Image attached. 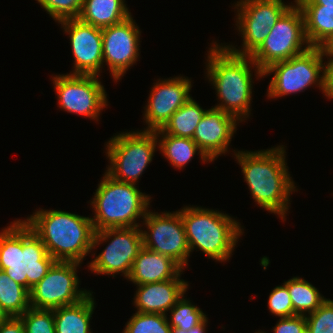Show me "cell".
<instances>
[{
	"label": "cell",
	"instance_id": "6da1fadb",
	"mask_svg": "<svg viewBox=\"0 0 333 333\" xmlns=\"http://www.w3.org/2000/svg\"><path fill=\"white\" fill-rule=\"evenodd\" d=\"M283 145L258 151L234 150L253 200L285 221L296 186L288 172Z\"/></svg>",
	"mask_w": 333,
	"mask_h": 333
},
{
	"label": "cell",
	"instance_id": "7a4b0ae2",
	"mask_svg": "<svg viewBox=\"0 0 333 333\" xmlns=\"http://www.w3.org/2000/svg\"><path fill=\"white\" fill-rule=\"evenodd\" d=\"M206 67V76L221 102L214 107L243 122L251 114L252 67L256 78H264L263 71L250 56L236 55L217 42L209 48Z\"/></svg>",
	"mask_w": 333,
	"mask_h": 333
},
{
	"label": "cell",
	"instance_id": "3957f363",
	"mask_svg": "<svg viewBox=\"0 0 333 333\" xmlns=\"http://www.w3.org/2000/svg\"><path fill=\"white\" fill-rule=\"evenodd\" d=\"M56 261L81 263L93 250L94 228L89 217L61 210H37L23 220Z\"/></svg>",
	"mask_w": 333,
	"mask_h": 333
},
{
	"label": "cell",
	"instance_id": "277c9868",
	"mask_svg": "<svg viewBox=\"0 0 333 333\" xmlns=\"http://www.w3.org/2000/svg\"><path fill=\"white\" fill-rule=\"evenodd\" d=\"M55 262L23 220L11 222L0 232V270L29 292Z\"/></svg>",
	"mask_w": 333,
	"mask_h": 333
},
{
	"label": "cell",
	"instance_id": "5b68a950",
	"mask_svg": "<svg viewBox=\"0 0 333 333\" xmlns=\"http://www.w3.org/2000/svg\"><path fill=\"white\" fill-rule=\"evenodd\" d=\"M184 223L190 253L198 248L208 259L227 261L244 233L237 220L213 209L186 206L178 210Z\"/></svg>",
	"mask_w": 333,
	"mask_h": 333
},
{
	"label": "cell",
	"instance_id": "8992f818",
	"mask_svg": "<svg viewBox=\"0 0 333 333\" xmlns=\"http://www.w3.org/2000/svg\"><path fill=\"white\" fill-rule=\"evenodd\" d=\"M103 176L90 201L94 208L91 218L94 231L142 227L136 222L145 217L151 196L142 193L135 184L114 180L106 172Z\"/></svg>",
	"mask_w": 333,
	"mask_h": 333
},
{
	"label": "cell",
	"instance_id": "52a82bcc",
	"mask_svg": "<svg viewBox=\"0 0 333 333\" xmlns=\"http://www.w3.org/2000/svg\"><path fill=\"white\" fill-rule=\"evenodd\" d=\"M323 58H325L323 48L310 47L297 56L266 68L263 76L274 73L268 86L267 97L273 99L300 93L313 84L322 90L324 96H327L326 64L323 63Z\"/></svg>",
	"mask_w": 333,
	"mask_h": 333
},
{
	"label": "cell",
	"instance_id": "ba28073f",
	"mask_svg": "<svg viewBox=\"0 0 333 333\" xmlns=\"http://www.w3.org/2000/svg\"><path fill=\"white\" fill-rule=\"evenodd\" d=\"M106 147L105 153L110 161L106 173L119 182L137 185L152 162L158 139L155 131L121 132L110 138Z\"/></svg>",
	"mask_w": 333,
	"mask_h": 333
},
{
	"label": "cell",
	"instance_id": "9c48e42d",
	"mask_svg": "<svg viewBox=\"0 0 333 333\" xmlns=\"http://www.w3.org/2000/svg\"><path fill=\"white\" fill-rule=\"evenodd\" d=\"M310 47L302 11L295 3L278 19L263 43L250 57L259 69L264 71L272 64L297 56Z\"/></svg>",
	"mask_w": 333,
	"mask_h": 333
},
{
	"label": "cell",
	"instance_id": "30bf717a",
	"mask_svg": "<svg viewBox=\"0 0 333 333\" xmlns=\"http://www.w3.org/2000/svg\"><path fill=\"white\" fill-rule=\"evenodd\" d=\"M140 227L107 228L95 231L93 235V249L103 242H109L104 250L88 265L95 274L112 275L122 273L127 279L133 261L143 247ZM109 240V241H108Z\"/></svg>",
	"mask_w": 333,
	"mask_h": 333
},
{
	"label": "cell",
	"instance_id": "8fae6325",
	"mask_svg": "<svg viewBox=\"0 0 333 333\" xmlns=\"http://www.w3.org/2000/svg\"><path fill=\"white\" fill-rule=\"evenodd\" d=\"M282 0H239L237 9V30L241 32V49L234 45H224L236 55L251 56L263 43L278 19L292 6Z\"/></svg>",
	"mask_w": 333,
	"mask_h": 333
},
{
	"label": "cell",
	"instance_id": "7c38bea8",
	"mask_svg": "<svg viewBox=\"0 0 333 333\" xmlns=\"http://www.w3.org/2000/svg\"><path fill=\"white\" fill-rule=\"evenodd\" d=\"M143 224L147 227V231L141 229L143 247L170 257L184 270L188 265L190 248L180 212L160 214L149 210Z\"/></svg>",
	"mask_w": 333,
	"mask_h": 333
},
{
	"label": "cell",
	"instance_id": "4fadbf2b",
	"mask_svg": "<svg viewBox=\"0 0 333 333\" xmlns=\"http://www.w3.org/2000/svg\"><path fill=\"white\" fill-rule=\"evenodd\" d=\"M96 75L62 74L52 77L59 108L98 121L107 94Z\"/></svg>",
	"mask_w": 333,
	"mask_h": 333
},
{
	"label": "cell",
	"instance_id": "5bb4252c",
	"mask_svg": "<svg viewBox=\"0 0 333 333\" xmlns=\"http://www.w3.org/2000/svg\"><path fill=\"white\" fill-rule=\"evenodd\" d=\"M78 262L56 261L45 277L30 290V307L55 309L85 298L90 290L79 289Z\"/></svg>",
	"mask_w": 333,
	"mask_h": 333
},
{
	"label": "cell",
	"instance_id": "9a60e30c",
	"mask_svg": "<svg viewBox=\"0 0 333 333\" xmlns=\"http://www.w3.org/2000/svg\"><path fill=\"white\" fill-rule=\"evenodd\" d=\"M132 15L124 21L102 28L103 62L114 81L138 61L141 31Z\"/></svg>",
	"mask_w": 333,
	"mask_h": 333
},
{
	"label": "cell",
	"instance_id": "2e32d148",
	"mask_svg": "<svg viewBox=\"0 0 333 333\" xmlns=\"http://www.w3.org/2000/svg\"><path fill=\"white\" fill-rule=\"evenodd\" d=\"M70 37L74 57V70L69 74L99 76L103 63L102 29L81 21L79 18L61 22Z\"/></svg>",
	"mask_w": 333,
	"mask_h": 333
},
{
	"label": "cell",
	"instance_id": "e0dca14e",
	"mask_svg": "<svg viewBox=\"0 0 333 333\" xmlns=\"http://www.w3.org/2000/svg\"><path fill=\"white\" fill-rule=\"evenodd\" d=\"M153 84L143 118L148 125L144 130L149 131L161 129L172 114L192 97L189 95L192 83L188 77L159 79Z\"/></svg>",
	"mask_w": 333,
	"mask_h": 333
},
{
	"label": "cell",
	"instance_id": "ac0fdd59",
	"mask_svg": "<svg viewBox=\"0 0 333 333\" xmlns=\"http://www.w3.org/2000/svg\"><path fill=\"white\" fill-rule=\"evenodd\" d=\"M239 120L228 113L212 106L206 110L198 123L193 140L201 152L212 162L219 155L228 153V146L236 132Z\"/></svg>",
	"mask_w": 333,
	"mask_h": 333
},
{
	"label": "cell",
	"instance_id": "d6986e66",
	"mask_svg": "<svg viewBox=\"0 0 333 333\" xmlns=\"http://www.w3.org/2000/svg\"><path fill=\"white\" fill-rule=\"evenodd\" d=\"M188 287V282L183 279L137 285L134 305L140 313L166 315L186 293Z\"/></svg>",
	"mask_w": 333,
	"mask_h": 333
},
{
	"label": "cell",
	"instance_id": "ffe728a7",
	"mask_svg": "<svg viewBox=\"0 0 333 333\" xmlns=\"http://www.w3.org/2000/svg\"><path fill=\"white\" fill-rule=\"evenodd\" d=\"M182 268L170 257L142 247L127 278L135 285L180 279Z\"/></svg>",
	"mask_w": 333,
	"mask_h": 333
},
{
	"label": "cell",
	"instance_id": "44dd1931",
	"mask_svg": "<svg viewBox=\"0 0 333 333\" xmlns=\"http://www.w3.org/2000/svg\"><path fill=\"white\" fill-rule=\"evenodd\" d=\"M92 293L75 304L53 309L56 333H92L90 319L96 305Z\"/></svg>",
	"mask_w": 333,
	"mask_h": 333
},
{
	"label": "cell",
	"instance_id": "7402d4cb",
	"mask_svg": "<svg viewBox=\"0 0 333 333\" xmlns=\"http://www.w3.org/2000/svg\"><path fill=\"white\" fill-rule=\"evenodd\" d=\"M131 16L125 0H83L79 19L94 27L105 28Z\"/></svg>",
	"mask_w": 333,
	"mask_h": 333
},
{
	"label": "cell",
	"instance_id": "603a6c76",
	"mask_svg": "<svg viewBox=\"0 0 333 333\" xmlns=\"http://www.w3.org/2000/svg\"><path fill=\"white\" fill-rule=\"evenodd\" d=\"M297 6L303 14L305 34L310 46L323 48L333 37V7Z\"/></svg>",
	"mask_w": 333,
	"mask_h": 333
},
{
	"label": "cell",
	"instance_id": "cb8c5ba5",
	"mask_svg": "<svg viewBox=\"0 0 333 333\" xmlns=\"http://www.w3.org/2000/svg\"><path fill=\"white\" fill-rule=\"evenodd\" d=\"M158 139V148L167 161L177 169H182L191 161L193 156L198 151L200 159L206 162H211L199 149L198 145L193 139L176 137L164 133L161 129L155 131ZM161 135V136H160ZM160 139V140H159Z\"/></svg>",
	"mask_w": 333,
	"mask_h": 333
},
{
	"label": "cell",
	"instance_id": "d4e9b609",
	"mask_svg": "<svg viewBox=\"0 0 333 333\" xmlns=\"http://www.w3.org/2000/svg\"><path fill=\"white\" fill-rule=\"evenodd\" d=\"M205 112L206 110L191 97L172 114L161 130L169 135L192 139Z\"/></svg>",
	"mask_w": 333,
	"mask_h": 333
},
{
	"label": "cell",
	"instance_id": "484cf974",
	"mask_svg": "<svg viewBox=\"0 0 333 333\" xmlns=\"http://www.w3.org/2000/svg\"><path fill=\"white\" fill-rule=\"evenodd\" d=\"M290 294L293 310L297 315L314 312L327 298L311 283L300 277H293L283 283Z\"/></svg>",
	"mask_w": 333,
	"mask_h": 333
},
{
	"label": "cell",
	"instance_id": "4316f807",
	"mask_svg": "<svg viewBox=\"0 0 333 333\" xmlns=\"http://www.w3.org/2000/svg\"><path fill=\"white\" fill-rule=\"evenodd\" d=\"M0 305L9 317H19L30 308V292L0 270Z\"/></svg>",
	"mask_w": 333,
	"mask_h": 333
},
{
	"label": "cell",
	"instance_id": "83f0119b",
	"mask_svg": "<svg viewBox=\"0 0 333 333\" xmlns=\"http://www.w3.org/2000/svg\"><path fill=\"white\" fill-rule=\"evenodd\" d=\"M122 333H171L167 315L136 312Z\"/></svg>",
	"mask_w": 333,
	"mask_h": 333
},
{
	"label": "cell",
	"instance_id": "f1b7e54d",
	"mask_svg": "<svg viewBox=\"0 0 333 333\" xmlns=\"http://www.w3.org/2000/svg\"><path fill=\"white\" fill-rule=\"evenodd\" d=\"M170 312V320L168 318L169 325L172 328L183 330H190L206 318V315L197 305H193L189 299H184V295L177 301Z\"/></svg>",
	"mask_w": 333,
	"mask_h": 333
},
{
	"label": "cell",
	"instance_id": "f546056e",
	"mask_svg": "<svg viewBox=\"0 0 333 333\" xmlns=\"http://www.w3.org/2000/svg\"><path fill=\"white\" fill-rule=\"evenodd\" d=\"M26 333H56L52 309L30 307L21 316Z\"/></svg>",
	"mask_w": 333,
	"mask_h": 333
},
{
	"label": "cell",
	"instance_id": "4dcf8cb0",
	"mask_svg": "<svg viewBox=\"0 0 333 333\" xmlns=\"http://www.w3.org/2000/svg\"><path fill=\"white\" fill-rule=\"evenodd\" d=\"M307 315L306 333H333V300L326 299L314 312Z\"/></svg>",
	"mask_w": 333,
	"mask_h": 333
},
{
	"label": "cell",
	"instance_id": "1f68e13d",
	"mask_svg": "<svg viewBox=\"0 0 333 333\" xmlns=\"http://www.w3.org/2000/svg\"><path fill=\"white\" fill-rule=\"evenodd\" d=\"M41 7L55 20L61 22L67 19L78 18L83 0H36Z\"/></svg>",
	"mask_w": 333,
	"mask_h": 333
},
{
	"label": "cell",
	"instance_id": "d6a6232c",
	"mask_svg": "<svg viewBox=\"0 0 333 333\" xmlns=\"http://www.w3.org/2000/svg\"><path fill=\"white\" fill-rule=\"evenodd\" d=\"M267 303L269 312L275 316L283 318L297 315L293 310L289 291L284 284L272 290Z\"/></svg>",
	"mask_w": 333,
	"mask_h": 333
},
{
	"label": "cell",
	"instance_id": "836d02e7",
	"mask_svg": "<svg viewBox=\"0 0 333 333\" xmlns=\"http://www.w3.org/2000/svg\"><path fill=\"white\" fill-rule=\"evenodd\" d=\"M273 331L274 333H306L305 315L280 318Z\"/></svg>",
	"mask_w": 333,
	"mask_h": 333
},
{
	"label": "cell",
	"instance_id": "e575fe53",
	"mask_svg": "<svg viewBox=\"0 0 333 333\" xmlns=\"http://www.w3.org/2000/svg\"><path fill=\"white\" fill-rule=\"evenodd\" d=\"M0 333H26L20 317H8L0 324Z\"/></svg>",
	"mask_w": 333,
	"mask_h": 333
},
{
	"label": "cell",
	"instance_id": "d590c367",
	"mask_svg": "<svg viewBox=\"0 0 333 333\" xmlns=\"http://www.w3.org/2000/svg\"><path fill=\"white\" fill-rule=\"evenodd\" d=\"M324 56L329 59L326 62L327 98L333 99V51H324Z\"/></svg>",
	"mask_w": 333,
	"mask_h": 333
},
{
	"label": "cell",
	"instance_id": "8d00e7d4",
	"mask_svg": "<svg viewBox=\"0 0 333 333\" xmlns=\"http://www.w3.org/2000/svg\"><path fill=\"white\" fill-rule=\"evenodd\" d=\"M208 318L206 317L200 324L194 326L190 330H183L180 328H172L171 333H206V327L208 325Z\"/></svg>",
	"mask_w": 333,
	"mask_h": 333
},
{
	"label": "cell",
	"instance_id": "74e56055",
	"mask_svg": "<svg viewBox=\"0 0 333 333\" xmlns=\"http://www.w3.org/2000/svg\"><path fill=\"white\" fill-rule=\"evenodd\" d=\"M297 5H323L333 7V0H295Z\"/></svg>",
	"mask_w": 333,
	"mask_h": 333
},
{
	"label": "cell",
	"instance_id": "f35d334b",
	"mask_svg": "<svg viewBox=\"0 0 333 333\" xmlns=\"http://www.w3.org/2000/svg\"><path fill=\"white\" fill-rule=\"evenodd\" d=\"M9 316L6 314V312L2 309L0 305V324L3 323Z\"/></svg>",
	"mask_w": 333,
	"mask_h": 333
},
{
	"label": "cell",
	"instance_id": "ab89813d",
	"mask_svg": "<svg viewBox=\"0 0 333 333\" xmlns=\"http://www.w3.org/2000/svg\"><path fill=\"white\" fill-rule=\"evenodd\" d=\"M323 51H333V37L332 39L323 47Z\"/></svg>",
	"mask_w": 333,
	"mask_h": 333
}]
</instances>
